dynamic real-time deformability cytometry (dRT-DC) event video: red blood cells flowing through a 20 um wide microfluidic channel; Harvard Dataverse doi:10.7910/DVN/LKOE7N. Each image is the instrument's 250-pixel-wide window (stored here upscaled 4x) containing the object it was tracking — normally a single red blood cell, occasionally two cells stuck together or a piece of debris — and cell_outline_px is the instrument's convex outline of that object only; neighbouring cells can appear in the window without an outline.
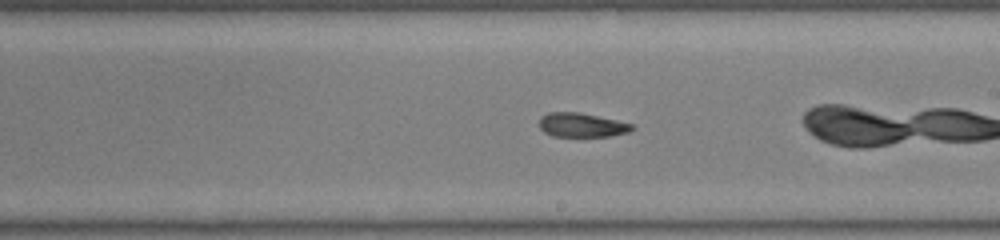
{"species": "common noctule bat (a hibernating species)", "species_latin": "Nyctalus noctula", "temperature_condition": "warm", "stored_images_in_passage": 45, "camera_frame_rate_fps": 3000, "um_per_image_px": 0.085, "animal": {"sex": "male", "body_mass_g": 19.0, "forearm_length_mm": 50.8}, "frame": {"image": 1, "passage_image": 25, "time_ms": 8.0, "image_size_px": [1000, 240], "cell_outline_px": [[632, 128], [628, 132], [608, 136], [552, 136], [544, 132], [540, 128], [540, 116], [548, 112], [580, 112], [616, 120], [632, 124]], "centroid_in_image_um": [49.39, 10.62], "position_along_channel_um": 239.6, "area_um2": 12.89}}